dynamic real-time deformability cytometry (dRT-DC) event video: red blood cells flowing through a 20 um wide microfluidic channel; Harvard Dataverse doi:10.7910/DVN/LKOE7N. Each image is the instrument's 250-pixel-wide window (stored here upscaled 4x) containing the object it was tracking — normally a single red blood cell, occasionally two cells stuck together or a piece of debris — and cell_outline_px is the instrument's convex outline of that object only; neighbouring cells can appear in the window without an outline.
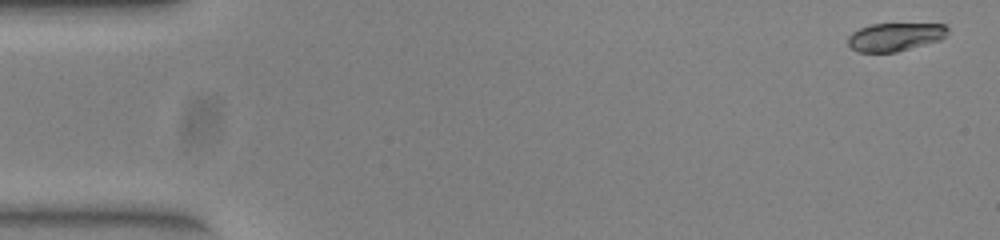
{"species": "common noctule bat (a hibernating species)", "species_latin": "Nyctalus noctula", "temperature_condition": "warm", "stored_images_in_passage": 52, "camera_frame_rate_fps": 3000, "um_per_image_px": 0.085, "animal": {"sex": "female", "body_mass_g": 23.0, "forearm_length_mm": 53.4}, "frame": {"image": 1, "passage_image": 2, "time_ms": 0.333, "image_size_px": [1000, 240], "cell_outline_px": [[948, 32], [940, 40], [896, 52], [860, 52], [852, 48], [848, 44], [848, 36], [852, 32], [860, 28], [872, 24], [944, 24], [948, 28]], "centroid_in_image_um": [76.07, 3.13], "position_along_channel_um": 8.9, "area_um2": 16.24}}
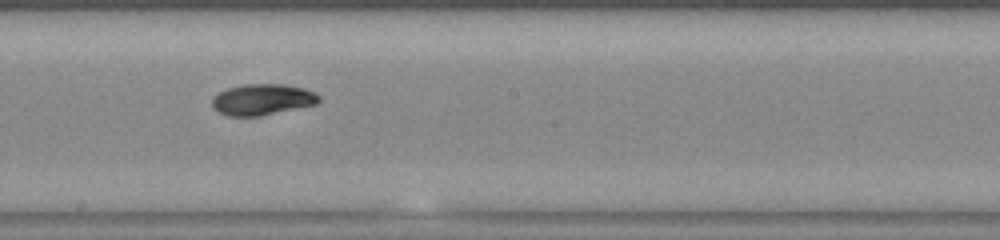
{"frame": {"image": 2, "passage_image": 29, "time_ms": 9.333, "image_size_px": [1000, 240], "cell_outline_px": [[320, 100], [316, 104], [260, 116], [228, 116], [216, 112], [212, 108], [212, 96], [228, 88], [244, 84], [284, 84], [304, 88], [320, 96]], "centroid_in_image_um": [22.25, 8.46], "position_along_channel_um": 225.9, "area_um2": 19.42}}
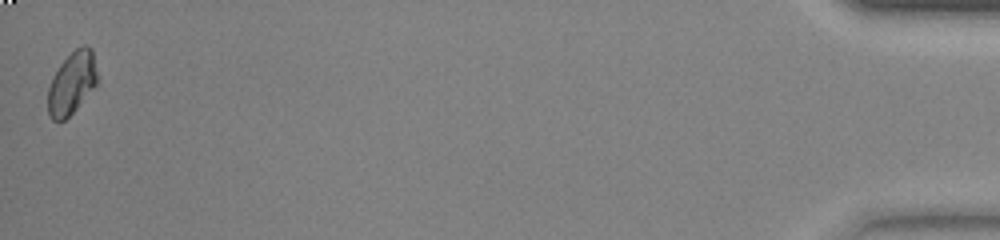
{"frame": {"image": 3, "passage_image": 52, "time_ms": 17.0, "image_size_px": [1000, 240], "cell_outline_px": [[100, 80], [76, 108], [64, 120], [52, 120], [48, 116], [48, 88], [60, 64], [76, 48], [84, 44], [88, 44], [92, 48]], "centroid_in_image_um": [6.15, 7.02], "position_along_channel_um": 429.1, "area_um2": 17.98}, "authors_computed_cell_mechanics": {"area_um2": 18.5827, "velocity_mm_per_s": 3.9464, "shape_relaxation_time_tau1_ms": 3.6114, "shape_relaxation_time_tau2_ms": null, "deformation_change_tau1": 0.1345, "deformation_change_tau2": null}}